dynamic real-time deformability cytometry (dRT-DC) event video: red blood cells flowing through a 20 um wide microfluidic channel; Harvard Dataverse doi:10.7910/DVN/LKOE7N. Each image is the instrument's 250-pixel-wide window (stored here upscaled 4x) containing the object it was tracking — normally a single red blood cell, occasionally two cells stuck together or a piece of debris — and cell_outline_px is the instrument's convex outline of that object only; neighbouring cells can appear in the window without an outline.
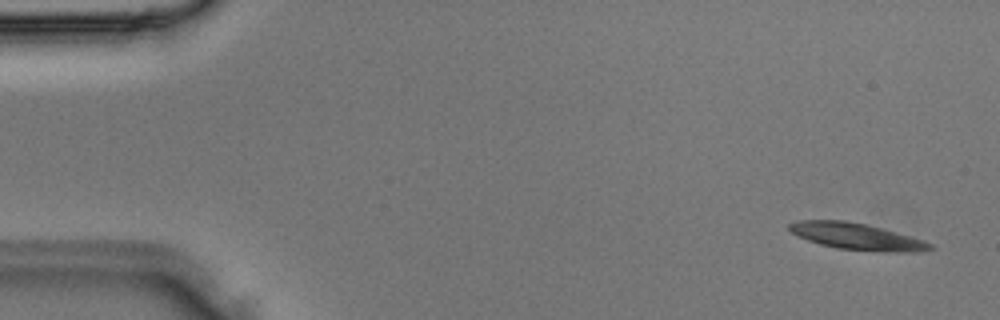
{"species": "Egyptian fruit bat (a non-hibernating species)", "species_latin": "Rousettus aegyptiacus", "temperature_condition": "room temperature", "stored_images_in_passage": 3, "camera_frame_rate_fps": 3000, "um_per_image_px": 0.085, "animal": {"sex": "male"}, "frame": {"image": 1, "passage_image": 1, "time_ms": 0.0, "image_size_px": [1000, 320], "cell_outline_px": [[936, 248], [924, 252], [888, 252], [836, 248], [820, 244], [808, 240], [792, 232], [788, 228], [788, 224], [796, 220], [844, 220], [864, 224], [880, 228], [924, 240], [932, 244]], "centroid_in_image_um": [72.85, 20.11], "position_along_channel_um": 12.1, "area_um2": 21.68}}